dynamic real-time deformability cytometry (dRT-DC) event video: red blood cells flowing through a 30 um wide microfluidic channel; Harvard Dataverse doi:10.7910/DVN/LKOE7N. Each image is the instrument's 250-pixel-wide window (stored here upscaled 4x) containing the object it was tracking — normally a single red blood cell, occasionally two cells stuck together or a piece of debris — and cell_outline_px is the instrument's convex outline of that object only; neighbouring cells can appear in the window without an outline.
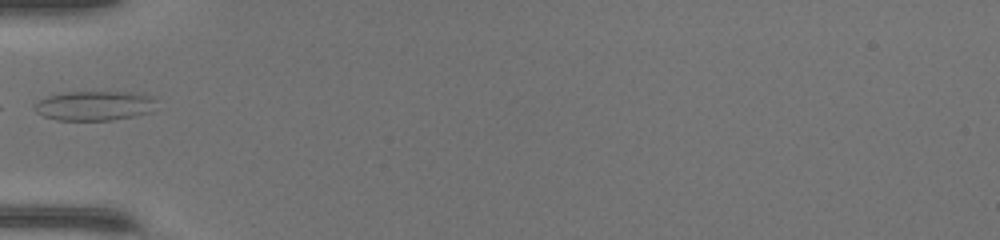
{"species": "common noctule bat (a hibernating species)", "species_latin": "Nyctalus noctula", "temperature_condition": "warm", "stored_images_in_passage": 30, "camera_frame_rate_fps": 3000, "um_per_image_px": 0.085, "animal": {"sex": "female", "body_mass_g": 17.0, "forearm_length_mm": 48.0}, "frame": {"image": 1, "passage_image": 1, "time_ms": 0.0, "image_size_px": [1000, 240], "cell_outline_px": [[152, 112], [112, 120], [56, 120], [44, 116], [36, 112], [36, 104], [40, 100], [48, 96], [64, 92], [136, 92], [152, 96]], "centroid_in_image_um": [8.02, 8.98], "position_along_channel_um": 77.0, "area_um2": 20.69}}
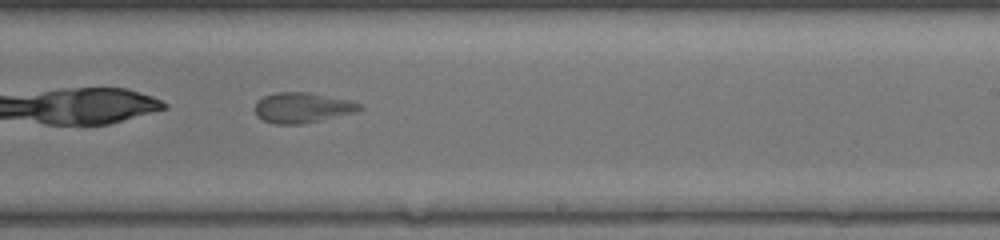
{"frame": {"image": 2, "passage_image": 14, "time_ms": 4.333, "image_size_px": [1000, 240], "cell_outline_px": [[364, 108], [356, 112], [300, 124], [276, 124], [264, 120], [256, 116], [256, 100], [264, 96], [276, 92], [308, 92], [348, 100], [360, 104]], "centroid_in_image_um": [25.67, 9.14], "position_along_channel_um": 263.3, "area_um2": 18.26}}
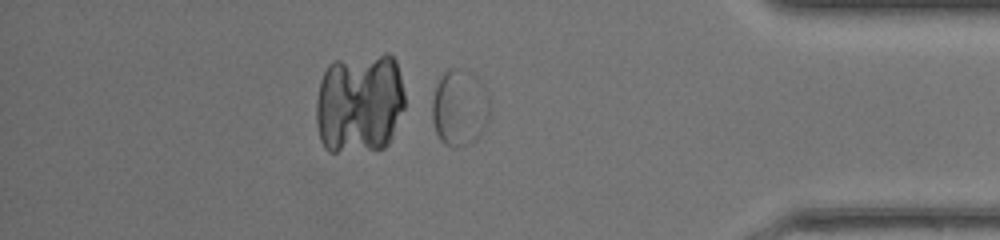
{"frame": {"image": 3, "passage_image": 25, "time_ms": 8.0, "image_size_px": [1000, 240], "cell_outline_px": [[488, 120], [484, 128], [476, 140], [468, 144], [456, 148], [444, 144], [440, 140], [436, 132], [432, 120], [432, 100], [436, 84], [440, 76], [448, 68], [460, 68], [476, 72], [480, 76], [488, 92]], "centroid_in_image_um": [39.07, 9.1], "position_along_channel_um": 396.1, "area_um2": 26.41}}